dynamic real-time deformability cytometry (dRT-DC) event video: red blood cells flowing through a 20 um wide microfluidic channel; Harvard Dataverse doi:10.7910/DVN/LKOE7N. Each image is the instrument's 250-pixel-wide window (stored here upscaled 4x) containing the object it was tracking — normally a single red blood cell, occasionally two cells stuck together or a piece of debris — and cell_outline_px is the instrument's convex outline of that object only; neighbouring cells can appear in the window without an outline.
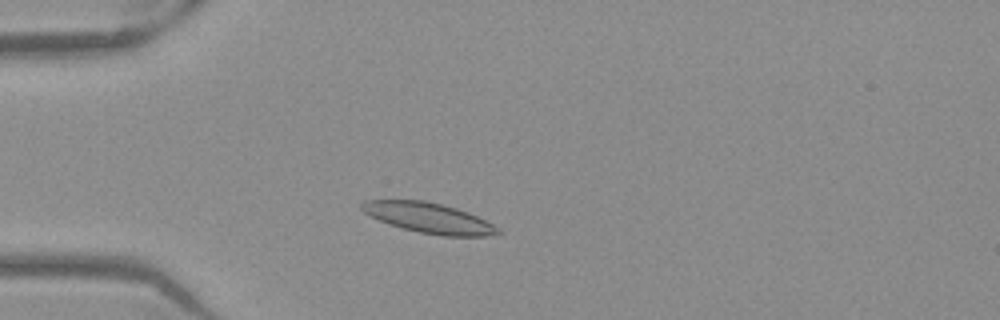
{"species": "Egyptian fruit bat (a non-hibernating species)", "species_latin": "Rousettus aegyptiacus", "temperature_condition": "warm", "stored_images_in_passage": 47, "camera_frame_rate_fps": 3000, "um_per_image_px": 0.085, "frame": {"image": 1, "passage_image": 9, "time_ms": 2.667, "image_size_px": [1000, 320], "cell_outline_px": [[504, 232], [484, 236], [444, 236], [420, 232], [388, 224], [364, 212], [360, 208], [360, 204], [364, 200], [424, 200], [456, 208], [468, 212], [500, 228]], "centroid_in_image_um": [36.45, 18.52], "position_along_channel_um": 48.5, "area_um2": 23.76}}
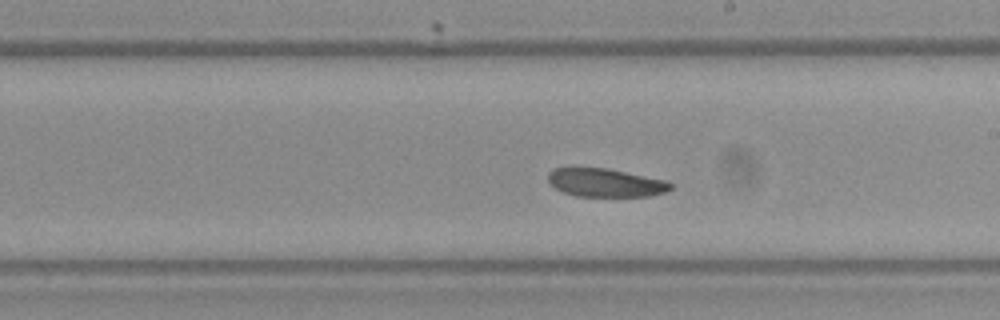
{"frame": {"image": 2, "passage_image": 25, "time_ms": 8.0, "image_size_px": [1000, 320], "cell_outline_px": [[672, 188], [664, 192], [648, 196], [576, 196], [564, 192], [556, 188], [548, 180], [548, 172], [552, 168], [568, 164], [572, 164], [608, 168], [664, 180], [672, 184]], "centroid_in_image_um": [51.34, 15.47], "position_along_channel_um": 237.7, "area_um2": 20.87}}
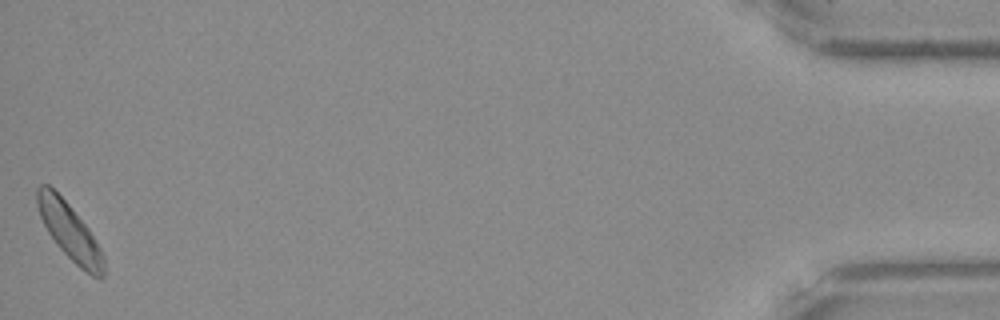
{"frame": {"image": 3, "passage_image": 47, "time_ms": 15.333, "image_size_px": [1000, 320], "cell_outline_px": [[104, 276], [100, 280], [92, 276], [80, 268], [56, 244], [48, 232], [40, 216], [36, 204], [36, 188], [40, 184], [48, 184], [68, 204], [88, 228], [100, 248], [104, 256]], "centroid_in_image_um": [5.91, 19.69], "position_along_channel_um": 429.3, "area_um2": 21.68}, "authors_computed_cell_mechanics": {"area_um2": 22.0796, "velocity_mm_per_s": 3.8616, "shape_relaxation_time_tau1_ms": null, "shape_relaxation_time_tau2_ms": 6.9836, "deformation_change_tau1": null, "deformation_change_tau2": 0.1536}}